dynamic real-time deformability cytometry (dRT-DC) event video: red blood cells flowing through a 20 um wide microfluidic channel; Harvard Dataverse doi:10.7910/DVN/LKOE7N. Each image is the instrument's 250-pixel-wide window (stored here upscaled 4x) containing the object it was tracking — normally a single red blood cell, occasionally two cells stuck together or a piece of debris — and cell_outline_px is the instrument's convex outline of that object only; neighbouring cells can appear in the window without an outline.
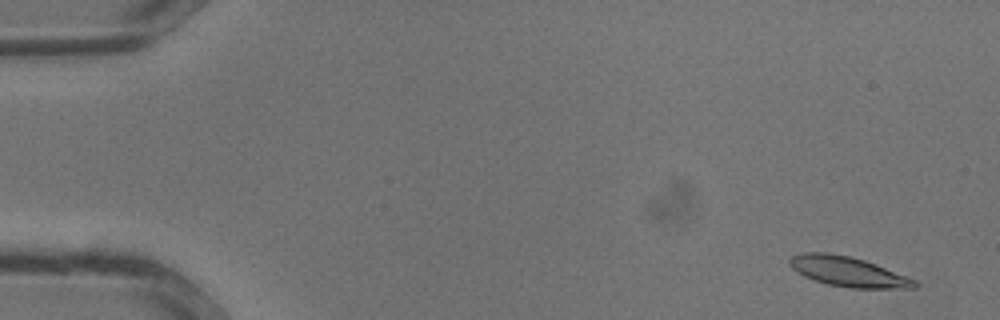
{"species": "common noctule bat (a hibernating species)", "species_latin": "Nyctalus noctula", "temperature_condition": "warm", "stored_images_in_passage": 9, "camera_frame_rate_fps": 3000, "um_per_image_px": 0.085, "animal": {"sex": "male", "body_mass_g": 13.3}, "frame": {"image": 1, "passage_image": 2, "time_ms": 0.333, "image_size_px": [1000, 320], "cell_outline_px": [[920, 284], [916, 288], [852, 288], [828, 284], [804, 276], [796, 272], [788, 264], [788, 260], [792, 256], [804, 252], [828, 252], [848, 256], [864, 260], [876, 264], [916, 280]], "centroid_in_image_um": [72.08, 23.08], "position_along_channel_um": 12.9, "area_um2": 21.73}}